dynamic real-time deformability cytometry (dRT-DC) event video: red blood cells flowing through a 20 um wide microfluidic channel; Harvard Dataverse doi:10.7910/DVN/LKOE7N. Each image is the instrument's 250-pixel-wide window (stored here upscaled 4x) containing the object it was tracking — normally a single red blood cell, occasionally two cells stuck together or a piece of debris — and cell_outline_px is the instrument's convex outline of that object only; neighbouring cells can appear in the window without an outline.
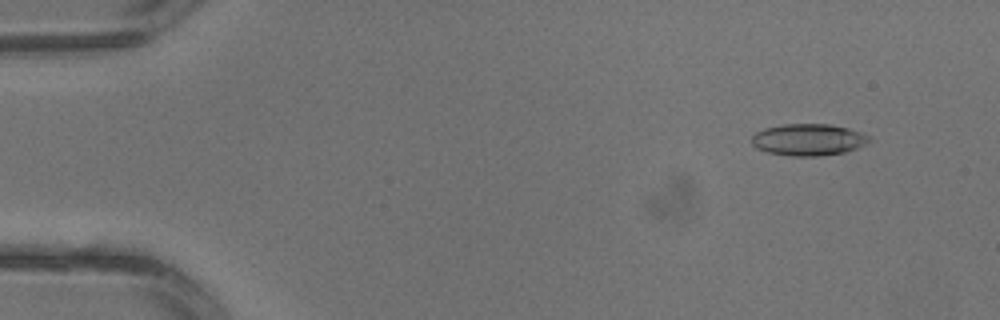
{"species": "common noctule bat (a hibernating species)", "species_latin": "Nyctalus noctula", "temperature_condition": "warm", "stored_images_in_passage": 4, "camera_frame_rate_fps": 3000, "um_per_image_px": 0.085, "animal": {"sex": "male", "body_mass_g": 13.3}, "frame": {"image": 1, "passage_image": 1, "time_ms": 0.0, "image_size_px": [1000, 320], "cell_outline_px": [[872, 140], [848, 152], [820, 156], [792, 156], [768, 152], [756, 148], [752, 144], [752, 136], [756, 132], [764, 128], [784, 124], [832, 124], [848, 128], [860, 132], [868, 136]], "centroid_in_image_um": [68.71, 11.87], "position_along_channel_um": 16.3, "area_um2": 21.79}}